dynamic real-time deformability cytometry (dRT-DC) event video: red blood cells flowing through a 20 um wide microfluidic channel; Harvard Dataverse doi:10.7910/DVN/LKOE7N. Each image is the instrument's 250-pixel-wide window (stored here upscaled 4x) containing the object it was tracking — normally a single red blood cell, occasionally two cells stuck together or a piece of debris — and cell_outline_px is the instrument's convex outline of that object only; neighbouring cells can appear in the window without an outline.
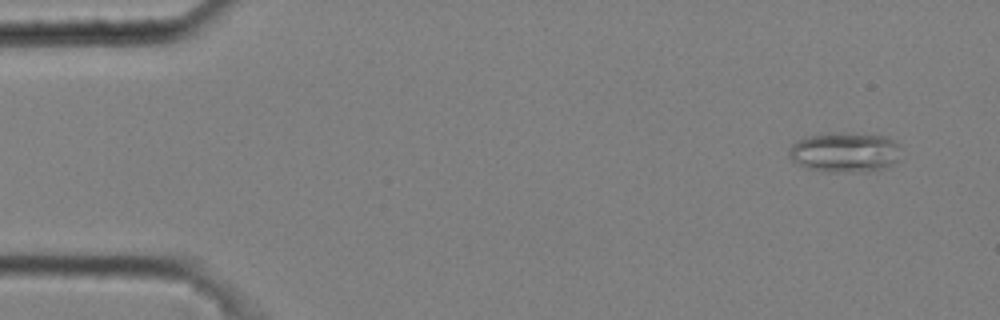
{"species": "common noctule bat (a hibernating species)", "species_latin": "Nyctalus noctula", "temperature_condition": "cold", "stored_images_in_passage": 10, "camera_frame_rate_fps": 3000, "um_per_image_px": 0.085, "animal": {"sex": "male", "body_mass_g": 20.4}, "frame": {"image": 1, "passage_image": 1, "time_ms": 0.0, "image_size_px": [1000, 320], "cell_outline_px": [[900, 148], [896, 160], [892, 164], [884, 168], [868, 172], [824, 172], [808, 168], [792, 160], [788, 156], [788, 152], [792, 144], [796, 140], [808, 136], [828, 132], [844, 132], [888, 136], [900, 144]], "centroid_in_image_um": [71.81, 12.93], "position_along_channel_um": 13.2, "area_um2": 26.53}}
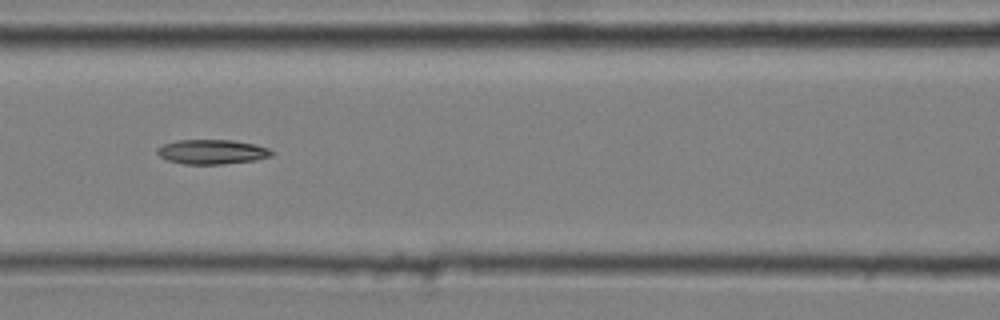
{"frame": {"image": 2, "passage_image": 6, "time_ms": 1.667, "image_size_px": [1000, 320], "cell_outline_px": [[276, 152], [272, 156], [256, 160], [224, 164], [184, 164], [168, 160], [160, 156], [156, 152], [156, 148], [164, 144], [176, 140], [232, 140], [256, 144], [268, 148]], "centroid_in_image_um": [18.05, 12.9], "position_along_channel_um": 148.5, "area_um2": 16.53}}
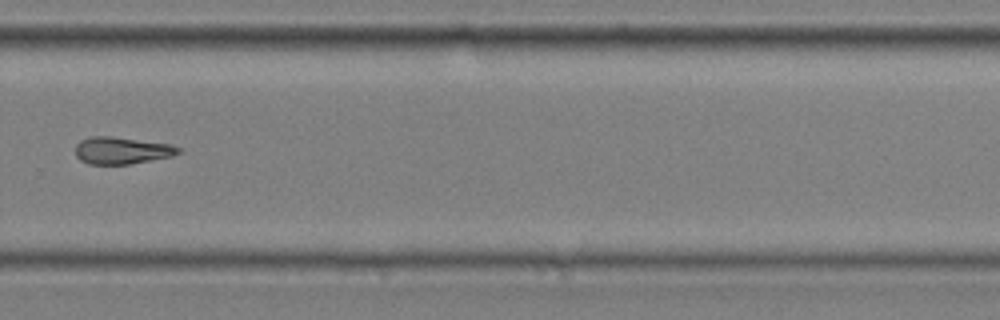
{"frame": {"image": 3, "passage_image": 10, "time_ms": 3.0, "image_size_px": [1000, 320], "cell_outline_px": [[184, 152], [172, 156], [128, 164], [88, 164], [80, 160], [76, 156], [76, 144], [80, 140], [92, 136], [108, 136], [168, 144], [180, 148]], "centroid_in_image_um": [10.33, 12.8], "position_along_channel_um": 319.5, "area_um2": 16.07}}